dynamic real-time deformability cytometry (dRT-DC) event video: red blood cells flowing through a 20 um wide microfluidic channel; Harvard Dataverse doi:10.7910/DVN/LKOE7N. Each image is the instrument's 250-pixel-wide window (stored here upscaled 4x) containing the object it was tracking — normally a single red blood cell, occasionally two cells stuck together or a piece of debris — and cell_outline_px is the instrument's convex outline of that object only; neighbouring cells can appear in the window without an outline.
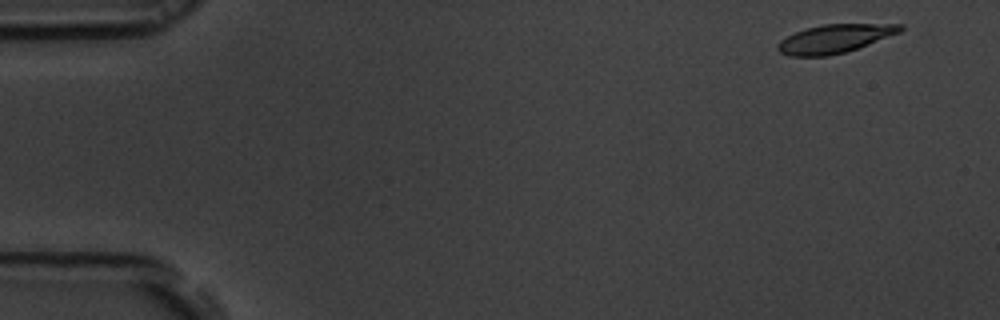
{"species": "common noctule bat (a hibernating species)", "species_latin": "Nyctalus noctula", "temperature_condition": "room temperature", "stored_images_in_passage": 54, "camera_frame_rate_fps": 3000, "um_per_image_px": 0.085, "animal": {"sex": "male", "body_mass_g": 19.5, "forearm_length_mm": 54.6}, "frame": {"image": 1, "passage_image": 2, "time_ms": 0.333, "image_size_px": [1000, 320], "cell_outline_px": [[904, 28], [900, 32], [868, 44], [844, 52], [828, 56], [788, 56], [780, 52], [776, 48], [776, 44], [780, 40], [796, 32], [808, 28], [824, 24], [904, 24]], "centroid_in_image_um": [70.92, 3.29], "position_along_channel_um": 14.1, "area_um2": 20.11}}
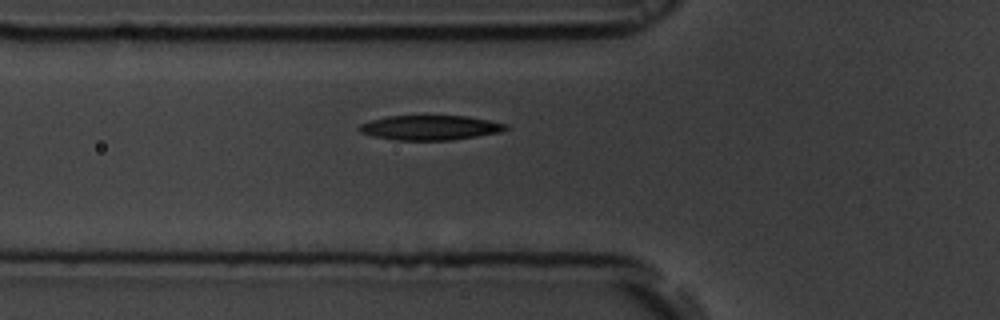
{"frame": {"image": 2, "passage_image": 18, "time_ms": 5.667, "image_size_px": [1000, 320], "cell_outline_px": [[512, 128], [500, 132], [452, 140], [396, 140], [372, 136], [360, 132], [356, 128], [360, 124], [372, 120], [388, 116], [468, 116], [508, 124]], "centroid_in_image_um": [36.58, 10.85], "position_along_channel_um": 89.2, "area_um2": 21.15}}
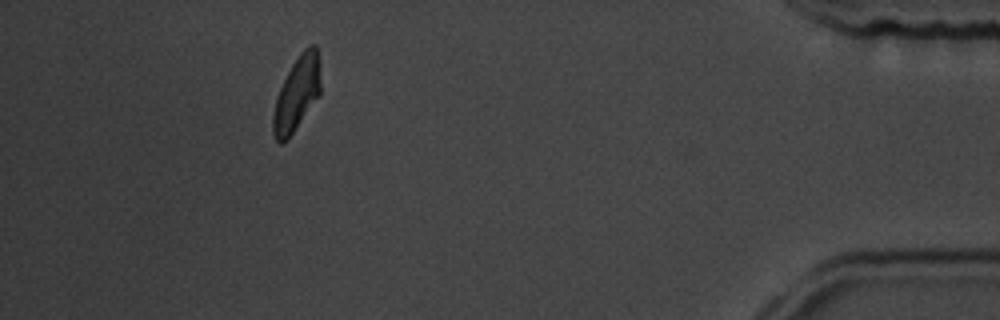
{"frame": {"image": 3, "passage_image": 49, "time_ms": 16.0, "image_size_px": [1000, 320], "cell_outline_px": [[320, 96], [288, 140], [280, 144], [276, 140], [272, 132], [272, 116], [276, 100], [280, 88], [292, 64], [300, 52], [308, 44], [316, 44], [320, 64]], "centroid_in_image_um": [25.25, 7.98], "position_along_channel_um": 410.0, "area_um2": 20.87}, "authors_computed_cell_mechanics": {"area_um2": 21.4438, "velocity_mm_per_s": 3.6511, "shape_relaxation_time_tau1_ms": 3.7484, "shape_relaxation_time_tau2_ms": 3.168, "deformation_change_tau1": 0.1509, "deformation_change_tau2": 0.0967}}